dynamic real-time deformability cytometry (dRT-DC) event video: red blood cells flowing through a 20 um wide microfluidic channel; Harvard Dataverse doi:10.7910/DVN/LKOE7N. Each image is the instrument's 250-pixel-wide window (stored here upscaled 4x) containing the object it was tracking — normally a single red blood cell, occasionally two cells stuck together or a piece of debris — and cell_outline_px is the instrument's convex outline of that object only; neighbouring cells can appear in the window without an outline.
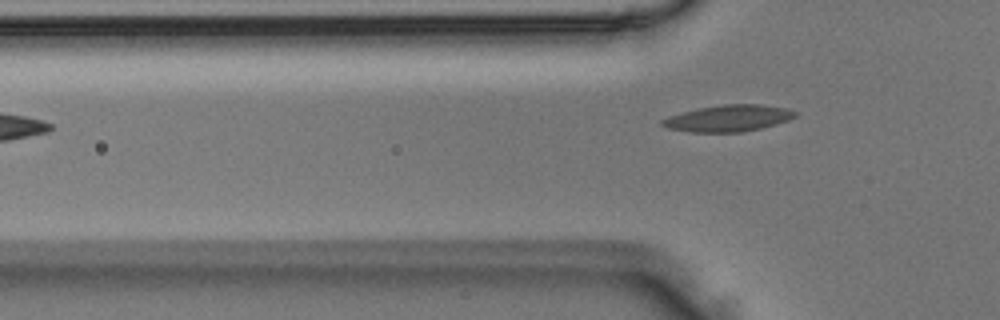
{"species": "Egyptian fruit bat (a non-hibernating species)", "species_latin": "Rousettus aegyptiacus", "temperature_condition": "room temperature", "stored_images_in_passage": 2, "camera_frame_rate_fps": 3000, "um_per_image_px": 0.085, "animal": {"sex": "male"}, "frame": {"image": 1, "passage_image": 2, "time_ms": 0.333, "image_size_px": [1000, 320], "cell_outline_px": [[800, 112], [796, 116], [788, 120], [776, 124], [760, 128], [740, 132], [688, 132], [668, 128], [660, 124], [660, 120], [668, 116], [700, 108], [724, 104], [760, 104], [788, 108]], "centroid_in_image_um": [61.93, 10.05], "position_along_channel_um": 63.9, "area_um2": 20.58}}